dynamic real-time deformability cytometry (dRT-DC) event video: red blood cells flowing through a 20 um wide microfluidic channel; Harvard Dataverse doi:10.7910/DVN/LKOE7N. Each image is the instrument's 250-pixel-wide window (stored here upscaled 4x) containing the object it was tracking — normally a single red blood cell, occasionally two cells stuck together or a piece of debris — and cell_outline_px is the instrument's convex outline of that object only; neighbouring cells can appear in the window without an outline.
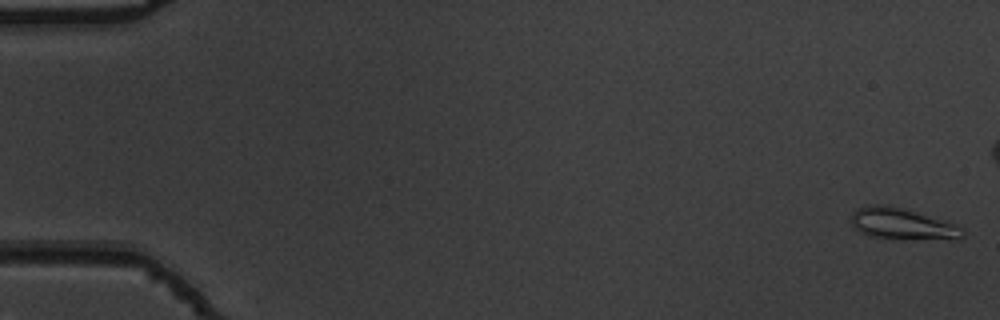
{"species": "common noctule bat (a hibernating species)", "species_latin": "Nyctalus noctula", "temperature_condition": "warm", "stored_images_in_passage": 55, "segment_of_instrument_passage": [1, 2], "camera_frame_rate_fps": 3000, "um_per_image_px": 0.085, "animal": {"sex": "male", "body_mass_g": 19.5, "forearm_length_mm": 54.6}, "frame": {"image": 1, "passage_image": 1, "time_ms": 0.0, "image_size_px": [1000, 320], "cell_outline_px": [[964, 236], [960, 240], [956, 240], [868, 236], [860, 232], [852, 224], [852, 212], [856, 208], [868, 204], [888, 204], [904, 208], [948, 220], [964, 228]], "centroid_in_image_um": [76.76, 19.0], "position_along_channel_um": 8.2, "area_um2": 20.69}}
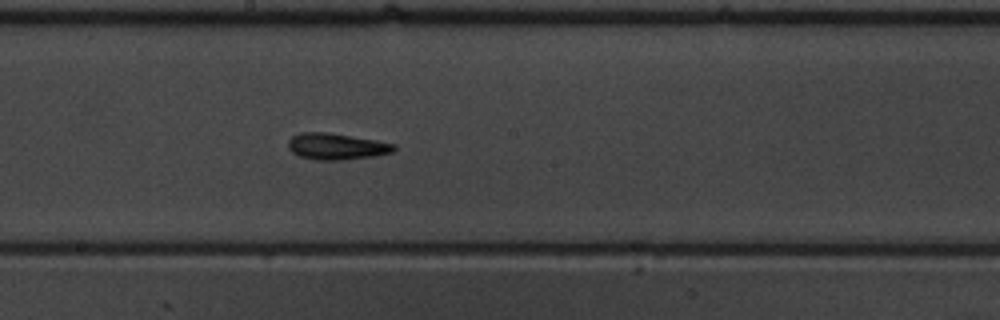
{"frame": {"image": 2, "passage_image": 30, "time_ms": 9.667, "image_size_px": [1000, 320], "cell_outline_px": [[396, 148], [392, 152], [376, 156], [340, 160], [316, 160], [300, 156], [292, 152], [288, 148], [288, 140], [292, 136], [300, 132], [324, 132], [376, 140], [396, 144]], "centroid_in_image_um": [28.59, 12.45], "position_along_channel_um": 219.6, "area_um2": 16.24}}
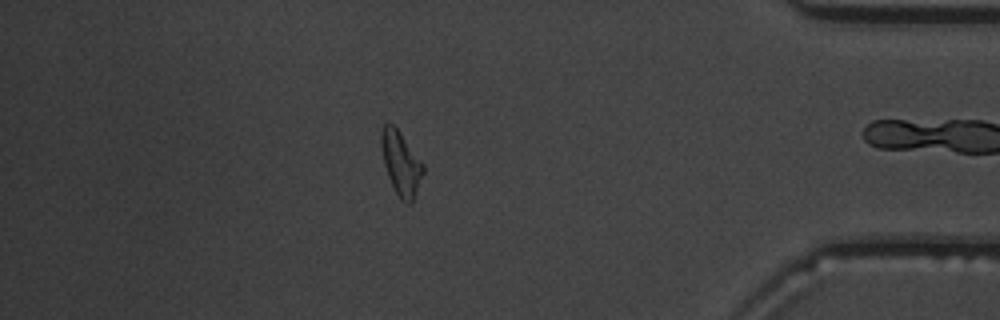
{"frame": {"image": 3, "passage_image": 47, "time_ms": 15.333, "image_size_px": [1000, 320], "cell_outline_px": [[424, 172], [412, 204], [408, 204], [400, 200], [388, 176], [384, 164], [380, 144], [380, 132], [384, 124], [392, 124], [400, 132], [424, 164]], "centroid_in_image_um": [34.08, 13.89], "position_along_channel_um": 401.1, "area_um2": 15.61}}